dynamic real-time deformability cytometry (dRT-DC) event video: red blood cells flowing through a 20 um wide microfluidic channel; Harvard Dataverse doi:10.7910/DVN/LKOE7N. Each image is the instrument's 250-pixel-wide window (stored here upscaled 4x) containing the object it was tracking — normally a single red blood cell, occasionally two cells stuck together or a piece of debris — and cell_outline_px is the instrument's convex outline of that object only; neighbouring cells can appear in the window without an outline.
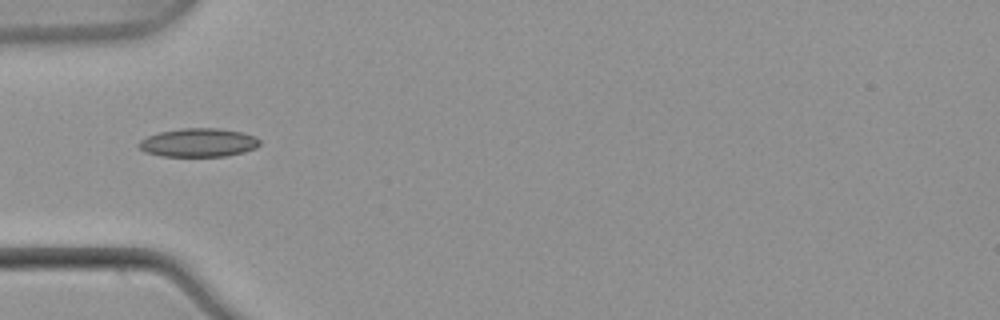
{"species": "common noctule bat (a hibernating species)", "species_latin": "Nyctalus noctula", "temperature_condition": "warm", "stored_images_in_passage": 36, "camera_frame_rate_fps": 3000, "um_per_image_px": 0.085, "animal": {"sex": "male", "body_mass_g": 21.5, "forearm_length_mm": 52.0}, "frame": {"image": 1, "passage_image": 1, "time_ms": 0.0, "image_size_px": [1000, 320], "cell_outline_px": [[260, 144], [256, 148], [244, 152], [224, 156], [160, 156], [144, 152], [136, 144], [140, 140], [148, 136], [160, 132], [180, 128], [220, 128], [244, 132], [256, 136], [260, 140]], "centroid_in_image_um": [16.88, 12.11], "position_along_channel_um": 68.1, "area_um2": 20.35}}
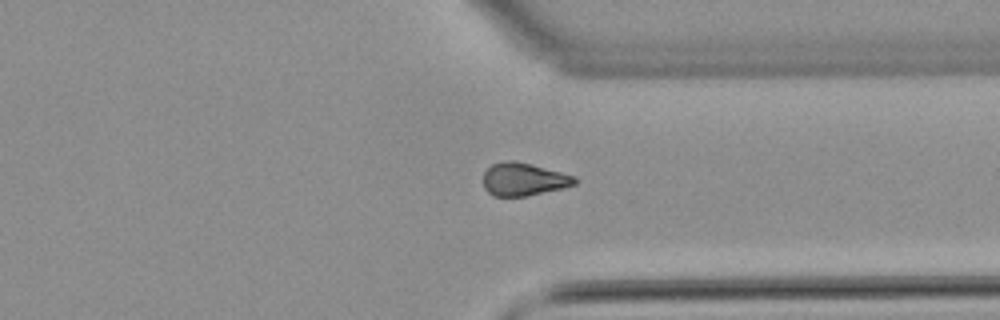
{"frame": {"image": 2, "passage_image": 24, "time_ms": 7.667, "image_size_px": [1000, 320], "cell_outline_px": [[576, 184], [564, 188], [524, 196], [492, 196], [484, 188], [484, 172], [492, 164], [504, 160], [512, 160], [532, 164], [576, 176]], "centroid_in_image_um": [44.51, 15.23], "position_along_channel_um": 366.9, "area_um2": 17.57}}
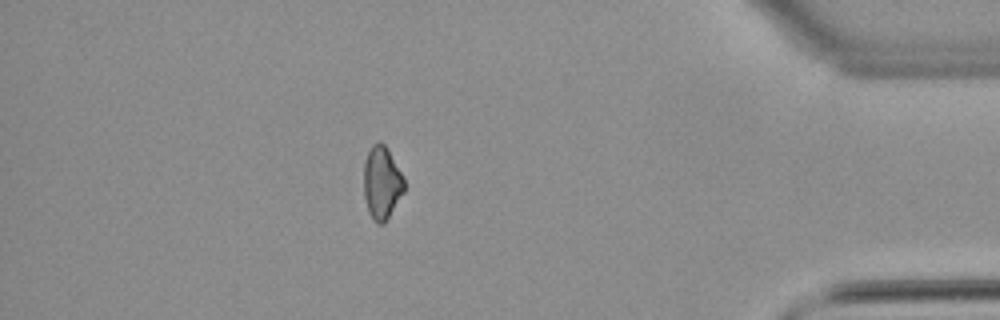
{"frame": {"image": 3, "passage_image": 30, "time_ms": 9.667, "image_size_px": [1000, 320], "cell_outline_px": [[404, 192], [384, 224], [376, 224], [372, 220], [368, 212], [364, 196], [364, 160], [372, 144], [380, 140], [384, 144], [404, 176]], "centroid_in_image_um": [32.44, 15.55], "position_along_channel_um": 402.8, "area_um2": 17.34}}